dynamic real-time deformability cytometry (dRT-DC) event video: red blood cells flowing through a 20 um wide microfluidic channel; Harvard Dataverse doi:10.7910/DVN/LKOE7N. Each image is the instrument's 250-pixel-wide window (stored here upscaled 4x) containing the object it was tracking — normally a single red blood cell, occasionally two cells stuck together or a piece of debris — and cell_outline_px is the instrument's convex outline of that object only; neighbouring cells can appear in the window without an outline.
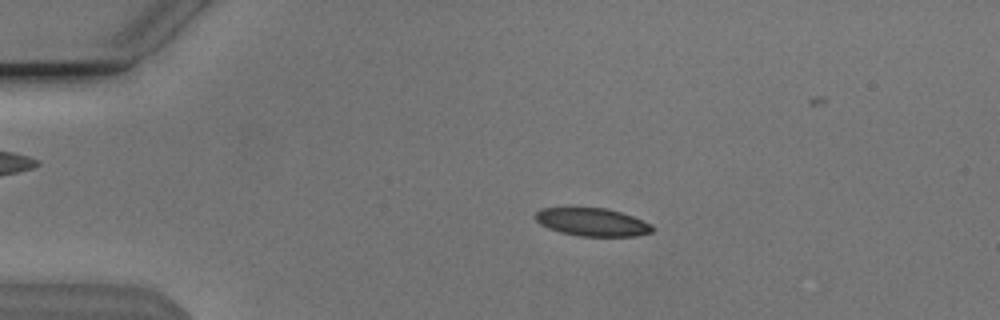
{"species": "Egyptian fruit bat (a non-hibernating species)", "species_latin": "Rousettus aegyptiacus", "temperature_condition": "cold", "stored_images_in_passage": 48, "camera_frame_rate_fps": 3000, "um_per_image_px": 0.085, "animal": {"sex": "male"}, "frame": {"image": 1, "passage_image": 5, "time_ms": 1.333, "image_size_px": [1000, 320], "cell_outline_px": [[656, 228], [652, 232], [636, 236], [580, 236], [560, 232], [548, 228], [540, 224], [532, 216], [540, 208], [604, 208], [620, 212], [632, 216], [652, 224]], "centroid_in_image_um": [50.33, 18.88], "position_along_channel_um": 34.7, "area_um2": 19.13}}
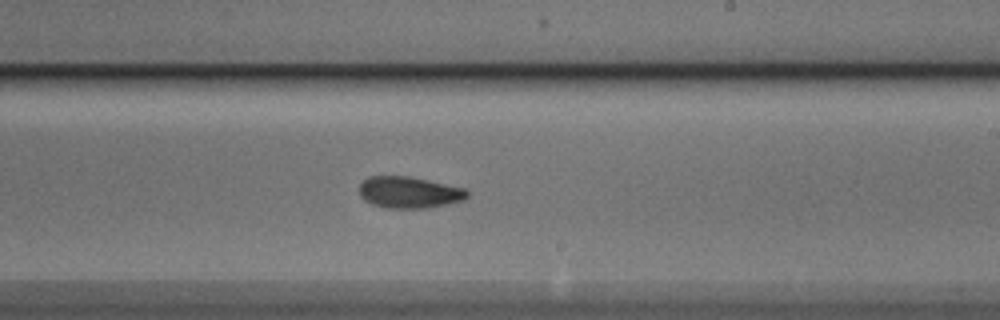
{"frame": {"image": 2, "passage_image": 26, "time_ms": 8.333, "image_size_px": [1000, 320], "cell_outline_px": [[468, 196], [464, 200], [448, 204], [428, 208], [384, 208], [372, 204], [364, 200], [360, 196], [360, 184], [368, 176], [408, 176], [428, 180], [464, 188], [468, 192]], "centroid_in_image_um": [34.77, 16.36], "position_along_channel_um": 254.2, "area_um2": 19.88}}
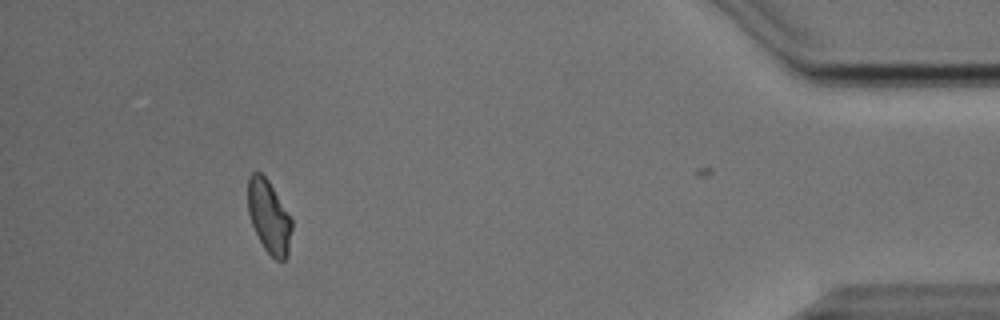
{"frame": {"image": 3, "passage_image": 43, "time_ms": 14.0, "image_size_px": [1000, 320], "cell_outline_px": [[292, 228], [288, 256], [284, 260], [276, 260], [264, 248], [252, 224], [248, 212], [248, 176], [252, 172], [260, 172], [268, 180], [292, 220]], "centroid_in_image_um": [22.86, 18.42], "position_along_channel_um": 412.3, "area_um2": 18.44}, "authors_computed_cell_mechanics": {"area_um2": 19.7098, "velocity_mm_per_s": 3.8182, "shape_relaxation_time_tau1_ms": 3.3727, "shape_relaxation_time_tau2_ms": 3.4141, "deformation_change_tau1": 0.0951, "deformation_change_tau2": 0.0875}}